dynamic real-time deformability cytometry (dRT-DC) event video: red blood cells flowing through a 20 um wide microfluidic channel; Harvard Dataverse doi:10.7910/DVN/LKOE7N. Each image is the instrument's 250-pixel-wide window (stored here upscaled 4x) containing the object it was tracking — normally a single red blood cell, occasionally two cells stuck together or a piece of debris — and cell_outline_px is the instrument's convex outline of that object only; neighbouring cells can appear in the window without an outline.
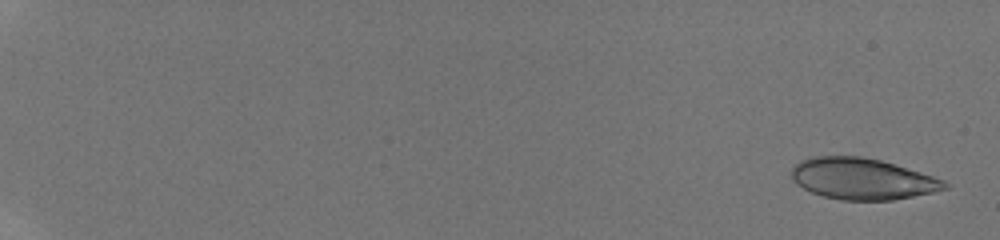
{"species": "human", "species_latin": "Homo sapiens", "temperature_condition": "room temperature", "stored_images_in_passage": 11, "camera_frame_rate_fps": 3000, "um_per_image_px": 0.085, "donor": {"sex": "male"}, "frame": {"image": 1, "passage_image": 1, "time_ms": 0.0, "image_size_px": [1000, 240], "cell_outline_px": [[948, 188], [932, 192], [892, 200], [840, 200], [824, 196], [812, 192], [796, 184], [792, 180], [792, 168], [800, 160], [816, 156], [860, 156], [880, 160], [920, 172], [944, 180], [948, 184]], "centroid_in_image_um": [73.27, 15.2], "position_along_channel_um": 11.7, "area_um2": 36.53}}